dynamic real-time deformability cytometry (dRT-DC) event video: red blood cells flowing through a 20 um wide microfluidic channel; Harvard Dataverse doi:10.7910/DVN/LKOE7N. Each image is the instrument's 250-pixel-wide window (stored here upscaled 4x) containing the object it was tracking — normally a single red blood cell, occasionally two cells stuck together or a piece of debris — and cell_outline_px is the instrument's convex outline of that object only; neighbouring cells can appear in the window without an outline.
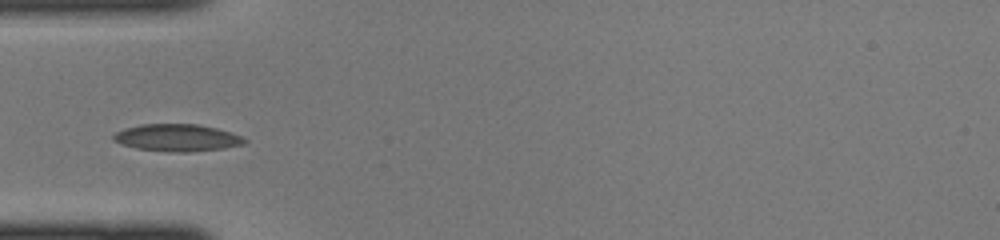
{"species": "common noctule bat (a hibernating species)", "species_latin": "Nyctalus noctula", "temperature_condition": "cold", "stored_images_in_passage": 12, "camera_frame_rate_fps": 3000, "um_per_image_px": 0.085, "animal": {"sex": "female", "body_mass_g": 22.0, "forearm_length_mm": 56.7}, "frame": {"image": 1, "passage_image": 6, "time_ms": 1.667, "image_size_px": [1000, 240], "cell_outline_px": [[248, 140], [244, 144], [224, 148], [192, 152], [168, 152], [136, 148], [120, 144], [112, 140], [112, 136], [116, 132], [124, 128], [140, 124], [196, 124], [216, 128], [240, 136]], "centroid_in_image_um": [15.01, 11.71], "position_along_channel_um": 70.0, "area_um2": 20.81}}
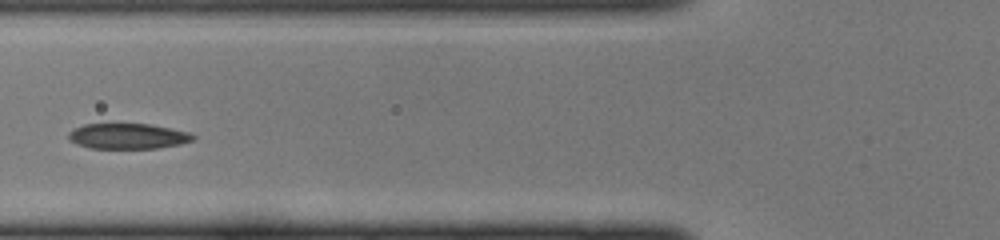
{"frame": {"image": 2, "passage_image": 9, "time_ms": 2.667, "image_size_px": [1000, 240], "cell_outline_px": [[196, 136], [192, 140], [180, 144], [156, 148], [92, 148], [76, 144], [68, 136], [68, 132], [84, 124], [148, 124], [188, 132]], "centroid_in_image_um": [10.86, 11.57], "position_along_channel_um": 114.9, "area_um2": 18.15}}